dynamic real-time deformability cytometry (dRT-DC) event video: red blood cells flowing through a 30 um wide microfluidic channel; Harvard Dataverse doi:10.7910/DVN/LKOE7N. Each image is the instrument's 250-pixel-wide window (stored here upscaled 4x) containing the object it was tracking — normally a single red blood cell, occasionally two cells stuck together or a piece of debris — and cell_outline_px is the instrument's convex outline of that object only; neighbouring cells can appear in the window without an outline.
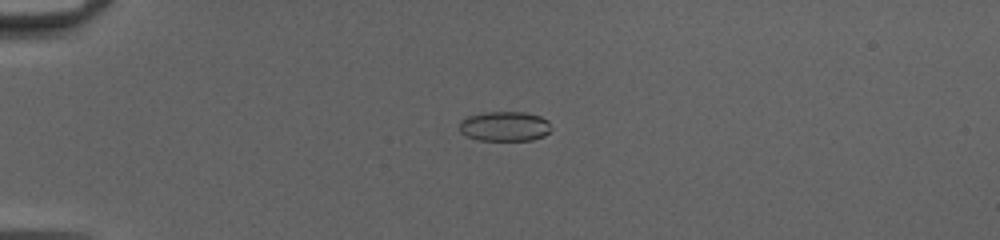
{"species": "common noctule bat (a hibernating species)", "species_latin": "Nyctalus noctula", "temperature_condition": "cold", "stored_images_in_passage": 52, "camera_frame_rate_fps": 3000, "um_per_image_px": 0.085, "animal": {"sex": "female", "body_mass_g": 20.0, "forearm_length_mm": 54.0}, "frame": {"image": 1, "passage_image": 15, "time_ms": 4.667, "image_size_px": [1000, 240], "cell_outline_px": [[552, 128], [544, 136], [532, 140], [480, 140], [468, 136], [460, 132], [460, 120], [468, 116], [484, 112], [524, 112], [540, 116], [548, 120]], "centroid_in_image_um": [42.91, 10.73], "position_along_channel_um": 42.1, "area_um2": 15.95}}
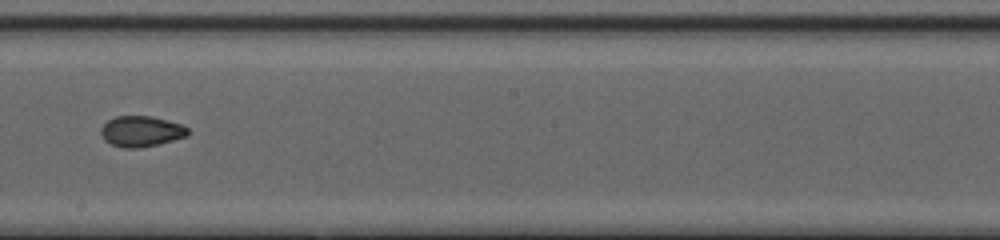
{"frame": {"image": 2, "passage_image": 32, "time_ms": 10.333, "image_size_px": [1000, 240], "cell_outline_px": [[188, 136], [156, 144], [136, 148], [124, 148], [112, 144], [104, 140], [100, 132], [100, 128], [108, 120], [116, 116], [152, 116], [168, 120], [180, 124], [188, 128]], "centroid_in_image_um": [11.98, 11.15], "position_along_channel_um": 236.2, "area_um2": 15.43}}
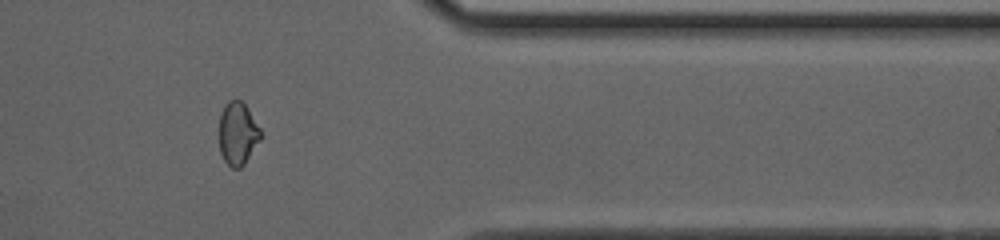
{"frame": {"image": 3, "passage_image": 44, "time_ms": 14.333, "image_size_px": [1000, 240], "cell_outline_px": [[260, 140], [244, 164], [240, 168], [232, 168], [224, 160], [220, 152], [220, 112], [224, 104], [228, 100], [240, 100], [244, 104], [260, 128]], "centroid_in_image_um": [20.19, 11.34], "position_along_channel_um": 391.2, "area_um2": 14.97}, "authors_computed_cell_mechanics": {"area_um2": 16.0106, "velocity_mm_per_s": 4.1804, "shape_relaxation_time_tau1_ms": 5.0285, "shape_relaxation_time_tau2_ms": 1.9281, "deformation_change_tau1": 0.154, "deformation_change_tau2": 0.063}}